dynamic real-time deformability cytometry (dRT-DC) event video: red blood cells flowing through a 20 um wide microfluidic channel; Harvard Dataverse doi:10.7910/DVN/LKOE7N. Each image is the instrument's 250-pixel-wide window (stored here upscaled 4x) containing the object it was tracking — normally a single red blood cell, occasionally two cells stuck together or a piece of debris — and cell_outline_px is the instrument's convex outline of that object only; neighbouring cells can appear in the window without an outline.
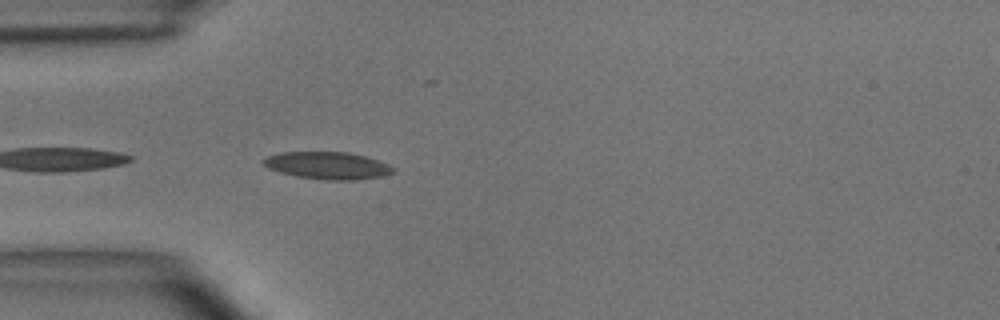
{"species": "common noctule bat (a hibernating species)", "species_latin": "Nyctalus noctula", "temperature_condition": "room temperature", "stored_images_in_passage": 6, "camera_frame_rate_fps": 3000, "um_per_image_px": 0.085, "animal": {"sex": "male", "body_mass_g": 15.6}, "frame": {"image": 1, "passage_image": 2, "time_ms": 0.333, "image_size_px": [1000, 320], "cell_outline_px": [[396, 172], [380, 176], [356, 180], [324, 180], [296, 176], [280, 172], [268, 168], [260, 160], [268, 156], [280, 152], [348, 152], [364, 156], [388, 164], [396, 168]], "centroid_in_image_um": [27.84, 14.07], "position_along_channel_um": 57.2, "area_um2": 20.63}}